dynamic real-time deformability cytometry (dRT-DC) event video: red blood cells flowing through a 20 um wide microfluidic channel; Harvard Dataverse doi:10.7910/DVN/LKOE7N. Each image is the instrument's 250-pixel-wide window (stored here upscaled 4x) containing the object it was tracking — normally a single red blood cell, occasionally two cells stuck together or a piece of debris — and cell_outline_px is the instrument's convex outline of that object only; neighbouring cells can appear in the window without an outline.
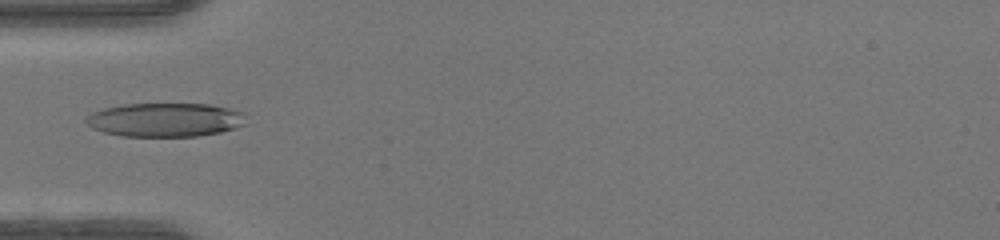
{"species": "human", "species_latin": "Homo sapiens", "temperature_condition": "warm", "stored_images_in_passage": 48, "camera_frame_rate_fps": 3000, "um_per_image_px": 0.085, "donor": {"sex": "female"}, "frame": {"image": 1, "passage_image": 16, "time_ms": 5.0, "image_size_px": [1000, 240], "cell_outline_px": [[248, 124], [220, 132], [196, 136], [124, 136], [104, 132], [92, 128], [84, 120], [92, 112], [104, 108], [120, 104], [208, 104], [228, 108], [240, 112]], "centroid_in_image_um": [14.01, 10.18], "position_along_channel_um": 71.0, "area_um2": 31.39}}
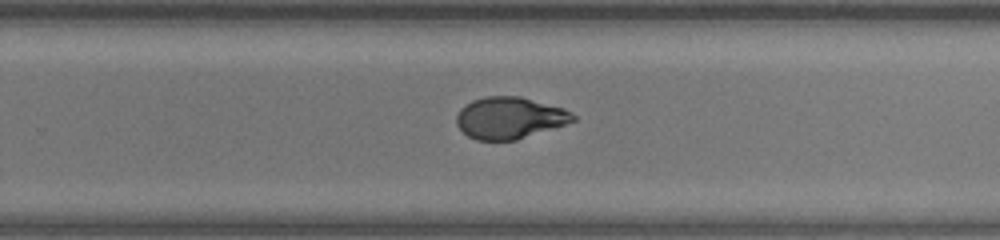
{"frame": {"image": 2, "passage_image": 31, "time_ms": 10.0, "image_size_px": [1000, 240], "cell_outline_px": [[576, 120], [516, 140], [476, 140], [468, 136], [456, 124], [456, 116], [460, 108], [464, 104], [472, 100], [484, 96], [520, 96], [564, 108], [576, 116]], "centroid_in_image_um": [43.28, 10.01], "position_along_channel_um": 286.5, "area_um2": 28.26}}
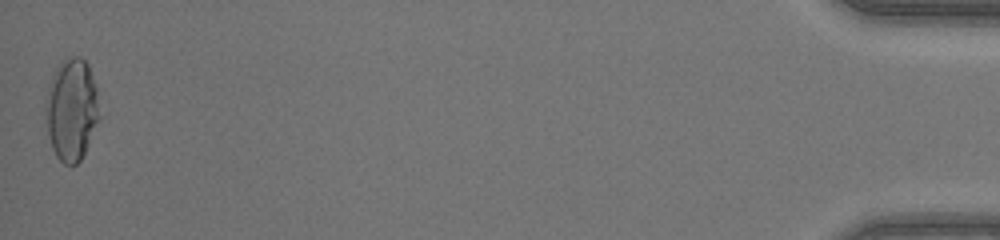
{"frame": {"image": 3, "passage_image": 48, "time_ms": 15.667, "image_size_px": [1000, 240], "cell_outline_px": [[100, 120], [80, 160], [76, 164], [64, 164], [56, 156], [52, 148], [48, 136], [44, 104], [48, 84], [56, 68], [68, 56], [80, 56], [88, 64], [96, 88], [100, 116]], "centroid_in_image_um": [6.07, 9.3], "position_along_channel_um": 429.1, "area_um2": 32.19}, "authors_computed_cell_mechanics": {"area_um2": 29.5647, "velocity_mm_per_s": 4.3084, "shape_relaxation_time_tau1_ms": 9.4641, "shape_relaxation_time_tau2_ms": 1.059, "deformation_change_tau1": 0.3577, "deformation_change_tau2": 0.0621}}